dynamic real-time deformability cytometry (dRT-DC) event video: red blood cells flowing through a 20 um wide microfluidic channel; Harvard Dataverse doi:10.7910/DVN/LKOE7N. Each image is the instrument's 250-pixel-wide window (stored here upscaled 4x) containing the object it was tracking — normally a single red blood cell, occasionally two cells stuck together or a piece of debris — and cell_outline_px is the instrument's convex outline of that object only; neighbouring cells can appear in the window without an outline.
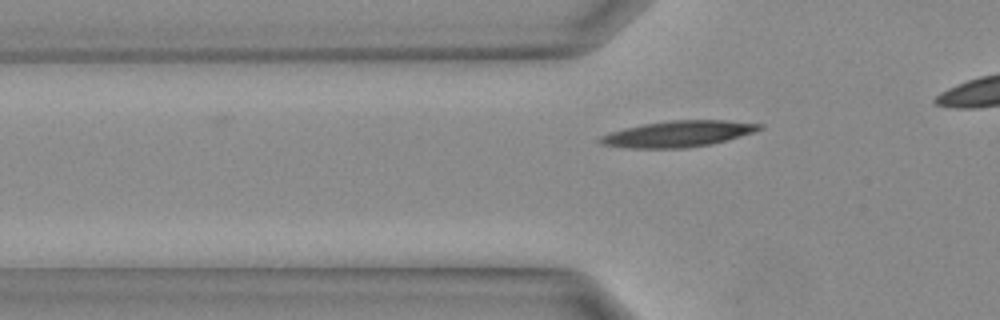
{"species": "Egyptian fruit bat (a non-hibernating species)", "species_latin": "Rousettus aegyptiacus", "temperature_condition": "warm", "stored_images_in_passage": 8, "camera_frame_rate_fps": 3000, "um_per_image_px": 0.085, "animal": {"sex": "female"}, "frame": {"image": 1, "passage_image": 8, "time_ms": 2.333, "image_size_px": [1000, 320], "cell_outline_px": [[764, 128], [752, 132], [724, 140], [708, 144], [684, 148], [624, 148], [600, 144], [596, 140], [600, 136], [624, 128], [644, 124], [672, 120], [724, 120], [764, 124]], "centroid_in_image_um": [57.58, 11.38], "position_along_channel_um": 68.2, "area_um2": 23.99}}